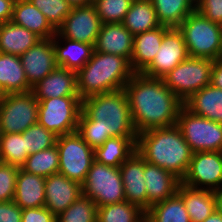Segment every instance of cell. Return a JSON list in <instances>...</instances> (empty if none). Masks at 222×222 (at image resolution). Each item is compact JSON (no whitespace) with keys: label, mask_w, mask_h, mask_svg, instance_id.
Instances as JSON below:
<instances>
[{"label":"cell","mask_w":222,"mask_h":222,"mask_svg":"<svg viewBox=\"0 0 222 222\" xmlns=\"http://www.w3.org/2000/svg\"><path fill=\"white\" fill-rule=\"evenodd\" d=\"M124 90L137 134L177 125L178 114L184 105L162 78L134 73Z\"/></svg>","instance_id":"1"},{"label":"cell","mask_w":222,"mask_h":222,"mask_svg":"<svg viewBox=\"0 0 222 222\" xmlns=\"http://www.w3.org/2000/svg\"><path fill=\"white\" fill-rule=\"evenodd\" d=\"M136 151L146 162L171 172L181 181L188 171L193 155L177 125L139 133Z\"/></svg>","instance_id":"2"},{"label":"cell","mask_w":222,"mask_h":222,"mask_svg":"<svg viewBox=\"0 0 222 222\" xmlns=\"http://www.w3.org/2000/svg\"><path fill=\"white\" fill-rule=\"evenodd\" d=\"M76 74L79 97L83 100L124 89L134 72L124 57L93 51L91 59Z\"/></svg>","instance_id":"3"},{"label":"cell","mask_w":222,"mask_h":222,"mask_svg":"<svg viewBox=\"0 0 222 222\" xmlns=\"http://www.w3.org/2000/svg\"><path fill=\"white\" fill-rule=\"evenodd\" d=\"M103 129V136L137 137L124 89L93 95L82 100V110Z\"/></svg>","instance_id":"4"},{"label":"cell","mask_w":222,"mask_h":222,"mask_svg":"<svg viewBox=\"0 0 222 222\" xmlns=\"http://www.w3.org/2000/svg\"><path fill=\"white\" fill-rule=\"evenodd\" d=\"M190 57L216 60L222 36V25L212 22L196 10L178 26Z\"/></svg>","instance_id":"5"},{"label":"cell","mask_w":222,"mask_h":222,"mask_svg":"<svg viewBox=\"0 0 222 222\" xmlns=\"http://www.w3.org/2000/svg\"><path fill=\"white\" fill-rule=\"evenodd\" d=\"M214 61L188 57L162 77L164 84L182 101L211 83Z\"/></svg>","instance_id":"6"},{"label":"cell","mask_w":222,"mask_h":222,"mask_svg":"<svg viewBox=\"0 0 222 222\" xmlns=\"http://www.w3.org/2000/svg\"><path fill=\"white\" fill-rule=\"evenodd\" d=\"M82 195L92 199L97 207L125 201L119 168L94 160L82 184Z\"/></svg>","instance_id":"7"},{"label":"cell","mask_w":222,"mask_h":222,"mask_svg":"<svg viewBox=\"0 0 222 222\" xmlns=\"http://www.w3.org/2000/svg\"><path fill=\"white\" fill-rule=\"evenodd\" d=\"M38 101V123L56 136L77 131L82 100L79 96H64Z\"/></svg>","instance_id":"8"},{"label":"cell","mask_w":222,"mask_h":222,"mask_svg":"<svg viewBox=\"0 0 222 222\" xmlns=\"http://www.w3.org/2000/svg\"><path fill=\"white\" fill-rule=\"evenodd\" d=\"M59 172L69 180L83 184L94 161V149L75 131L57 136Z\"/></svg>","instance_id":"9"},{"label":"cell","mask_w":222,"mask_h":222,"mask_svg":"<svg viewBox=\"0 0 222 222\" xmlns=\"http://www.w3.org/2000/svg\"><path fill=\"white\" fill-rule=\"evenodd\" d=\"M38 123V101L32 91L0 95L2 134L23 133Z\"/></svg>","instance_id":"10"},{"label":"cell","mask_w":222,"mask_h":222,"mask_svg":"<svg viewBox=\"0 0 222 222\" xmlns=\"http://www.w3.org/2000/svg\"><path fill=\"white\" fill-rule=\"evenodd\" d=\"M177 126L193 153L205 151L222 152V123H217L181 108Z\"/></svg>","instance_id":"11"},{"label":"cell","mask_w":222,"mask_h":222,"mask_svg":"<svg viewBox=\"0 0 222 222\" xmlns=\"http://www.w3.org/2000/svg\"><path fill=\"white\" fill-rule=\"evenodd\" d=\"M181 183L196 189L217 190L222 187V152H195Z\"/></svg>","instance_id":"12"},{"label":"cell","mask_w":222,"mask_h":222,"mask_svg":"<svg viewBox=\"0 0 222 222\" xmlns=\"http://www.w3.org/2000/svg\"><path fill=\"white\" fill-rule=\"evenodd\" d=\"M189 57L183 34L178 27L169 28L153 61L141 72L151 78H162Z\"/></svg>","instance_id":"13"},{"label":"cell","mask_w":222,"mask_h":222,"mask_svg":"<svg viewBox=\"0 0 222 222\" xmlns=\"http://www.w3.org/2000/svg\"><path fill=\"white\" fill-rule=\"evenodd\" d=\"M101 20L93 4L74 7L56 32L81 43L95 45L101 28Z\"/></svg>","instance_id":"14"},{"label":"cell","mask_w":222,"mask_h":222,"mask_svg":"<svg viewBox=\"0 0 222 222\" xmlns=\"http://www.w3.org/2000/svg\"><path fill=\"white\" fill-rule=\"evenodd\" d=\"M20 57L28 84L33 87L56 67L53 38L41 39Z\"/></svg>","instance_id":"15"},{"label":"cell","mask_w":222,"mask_h":222,"mask_svg":"<svg viewBox=\"0 0 222 222\" xmlns=\"http://www.w3.org/2000/svg\"><path fill=\"white\" fill-rule=\"evenodd\" d=\"M125 191V201L139 206L147 211V191L144 179L145 160L135 150L133 154L124 161L120 168Z\"/></svg>","instance_id":"16"},{"label":"cell","mask_w":222,"mask_h":222,"mask_svg":"<svg viewBox=\"0 0 222 222\" xmlns=\"http://www.w3.org/2000/svg\"><path fill=\"white\" fill-rule=\"evenodd\" d=\"M82 196V185L60 173L45 180V207L56 217Z\"/></svg>","instance_id":"17"},{"label":"cell","mask_w":222,"mask_h":222,"mask_svg":"<svg viewBox=\"0 0 222 222\" xmlns=\"http://www.w3.org/2000/svg\"><path fill=\"white\" fill-rule=\"evenodd\" d=\"M32 92L37 100L79 96L77 74L73 70L57 66L50 74L32 87Z\"/></svg>","instance_id":"18"},{"label":"cell","mask_w":222,"mask_h":222,"mask_svg":"<svg viewBox=\"0 0 222 222\" xmlns=\"http://www.w3.org/2000/svg\"><path fill=\"white\" fill-rule=\"evenodd\" d=\"M144 179L147 191V210L177 193L181 180L171 172L145 161Z\"/></svg>","instance_id":"19"},{"label":"cell","mask_w":222,"mask_h":222,"mask_svg":"<svg viewBox=\"0 0 222 222\" xmlns=\"http://www.w3.org/2000/svg\"><path fill=\"white\" fill-rule=\"evenodd\" d=\"M134 36L122 23L102 24L94 51L124 57L129 63L132 57Z\"/></svg>","instance_id":"20"},{"label":"cell","mask_w":222,"mask_h":222,"mask_svg":"<svg viewBox=\"0 0 222 222\" xmlns=\"http://www.w3.org/2000/svg\"><path fill=\"white\" fill-rule=\"evenodd\" d=\"M56 65L75 72L79 71L90 59L94 46L60 36L53 37Z\"/></svg>","instance_id":"21"},{"label":"cell","mask_w":222,"mask_h":222,"mask_svg":"<svg viewBox=\"0 0 222 222\" xmlns=\"http://www.w3.org/2000/svg\"><path fill=\"white\" fill-rule=\"evenodd\" d=\"M169 28L161 25L134 36L130 60V66L134 73H141L153 61L163 41V35Z\"/></svg>","instance_id":"22"},{"label":"cell","mask_w":222,"mask_h":222,"mask_svg":"<svg viewBox=\"0 0 222 222\" xmlns=\"http://www.w3.org/2000/svg\"><path fill=\"white\" fill-rule=\"evenodd\" d=\"M10 21L32 31L41 39L53 38L56 35V29L29 0H15Z\"/></svg>","instance_id":"23"},{"label":"cell","mask_w":222,"mask_h":222,"mask_svg":"<svg viewBox=\"0 0 222 222\" xmlns=\"http://www.w3.org/2000/svg\"><path fill=\"white\" fill-rule=\"evenodd\" d=\"M45 180L19 168L13 201L21 208H37L45 205Z\"/></svg>","instance_id":"24"},{"label":"cell","mask_w":222,"mask_h":222,"mask_svg":"<svg viewBox=\"0 0 222 222\" xmlns=\"http://www.w3.org/2000/svg\"><path fill=\"white\" fill-rule=\"evenodd\" d=\"M183 105L195 115L222 123V89L220 88L209 84L191 95Z\"/></svg>","instance_id":"25"},{"label":"cell","mask_w":222,"mask_h":222,"mask_svg":"<svg viewBox=\"0 0 222 222\" xmlns=\"http://www.w3.org/2000/svg\"><path fill=\"white\" fill-rule=\"evenodd\" d=\"M30 91L20 57L0 52V95Z\"/></svg>","instance_id":"26"},{"label":"cell","mask_w":222,"mask_h":222,"mask_svg":"<svg viewBox=\"0 0 222 222\" xmlns=\"http://www.w3.org/2000/svg\"><path fill=\"white\" fill-rule=\"evenodd\" d=\"M177 194L182 198L191 222H203L215 209L214 192L179 184Z\"/></svg>","instance_id":"27"},{"label":"cell","mask_w":222,"mask_h":222,"mask_svg":"<svg viewBox=\"0 0 222 222\" xmlns=\"http://www.w3.org/2000/svg\"><path fill=\"white\" fill-rule=\"evenodd\" d=\"M41 38L11 21L0 24V52L21 56Z\"/></svg>","instance_id":"28"},{"label":"cell","mask_w":222,"mask_h":222,"mask_svg":"<svg viewBox=\"0 0 222 222\" xmlns=\"http://www.w3.org/2000/svg\"><path fill=\"white\" fill-rule=\"evenodd\" d=\"M137 137H110L94 149V160L104 165L120 168L136 150Z\"/></svg>","instance_id":"29"},{"label":"cell","mask_w":222,"mask_h":222,"mask_svg":"<svg viewBox=\"0 0 222 222\" xmlns=\"http://www.w3.org/2000/svg\"><path fill=\"white\" fill-rule=\"evenodd\" d=\"M122 24L133 36L161 26L150 0H133Z\"/></svg>","instance_id":"30"},{"label":"cell","mask_w":222,"mask_h":222,"mask_svg":"<svg viewBox=\"0 0 222 222\" xmlns=\"http://www.w3.org/2000/svg\"><path fill=\"white\" fill-rule=\"evenodd\" d=\"M161 25L178 27L195 11V0H150Z\"/></svg>","instance_id":"31"},{"label":"cell","mask_w":222,"mask_h":222,"mask_svg":"<svg viewBox=\"0 0 222 222\" xmlns=\"http://www.w3.org/2000/svg\"><path fill=\"white\" fill-rule=\"evenodd\" d=\"M145 222H191L182 198L174 196L152 205L145 212Z\"/></svg>","instance_id":"32"},{"label":"cell","mask_w":222,"mask_h":222,"mask_svg":"<svg viewBox=\"0 0 222 222\" xmlns=\"http://www.w3.org/2000/svg\"><path fill=\"white\" fill-rule=\"evenodd\" d=\"M96 222H145V211L139 206L122 201L97 207Z\"/></svg>","instance_id":"33"},{"label":"cell","mask_w":222,"mask_h":222,"mask_svg":"<svg viewBox=\"0 0 222 222\" xmlns=\"http://www.w3.org/2000/svg\"><path fill=\"white\" fill-rule=\"evenodd\" d=\"M24 171L38 175L41 177H48L59 172V153L57 146L32 153L26 159L25 164L21 167Z\"/></svg>","instance_id":"34"},{"label":"cell","mask_w":222,"mask_h":222,"mask_svg":"<svg viewBox=\"0 0 222 222\" xmlns=\"http://www.w3.org/2000/svg\"><path fill=\"white\" fill-rule=\"evenodd\" d=\"M28 156L26 153L25 137L21 133L1 135L0 162L21 168Z\"/></svg>","instance_id":"35"},{"label":"cell","mask_w":222,"mask_h":222,"mask_svg":"<svg viewBox=\"0 0 222 222\" xmlns=\"http://www.w3.org/2000/svg\"><path fill=\"white\" fill-rule=\"evenodd\" d=\"M97 206L86 196H80L56 217V222H96Z\"/></svg>","instance_id":"36"},{"label":"cell","mask_w":222,"mask_h":222,"mask_svg":"<svg viewBox=\"0 0 222 222\" xmlns=\"http://www.w3.org/2000/svg\"><path fill=\"white\" fill-rule=\"evenodd\" d=\"M21 134L25 137L26 153L28 155L56 145L57 136L39 123L31 125Z\"/></svg>","instance_id":"37"},{"label":"cell","mask_w":222,"mask_h":222,"mask_svg":"<svg viewBox=\"0 0 222 222\" xmlns=\"http://www.w3.org/2000/svg\"><path fill=\"white\" fill-rule=\"evenodd\" d=\"M133 0H93L102 24L122 23Z\"/></svg>","instance_id":"38"},{"label":"cell","mask_w":222,"mask_h":222,"mask_svg":"<svg viewBox=\"0 0 222 222\" xmlns=\"http://www.w3.org/2000/svg\"><path fill=\"white\" fill-rule=\"evenodd\" d=\"M38 8L57 30L68 14L72 11V6L67 0H29Z\"/></svg>","instance_id":"39"},{"label":"cell","mask_w":222,"mask_h":222,"mask_svg":"<svg viewBox=\"0 0 222 222\" xmlns=\"http://www.w3.org/2000/svg\"><path fill=\"white\" fill-rule=\"evenodd\" d=\"M77 132L93 149L101 146L110 136H103L101 125L89 119L82 111L79 115Z\"/></svg>","instance_id":"40"},{"label":"cell","mask_w":222,"mask_h":222,"mask_svg":"<svg viewBox=\"0 0 222 222\" xmlns=\"http://www.w3.org/2000/svg\"><path fill=\"white\" fill-rule=\"evenodd\" d=\"M18 171L19 167L0 162V202L14 199Z\"/></svg>","instance_id":"41"},{"label":"cell","mask_w":222,"mask_h":222,"mask_svg":"<svg viewBox=\"0 0 222 222\" xmlns=\"http://www.w3.org/2000/svg\"><path fill=\"white\" fill-rule=\"evenodd\" d=\"M195 10L210 21L222 25V0H195Z\"/></svg>","instance_id":"42"},{"label":"cell","mask_w":222,"mask_h":222,"mask_svg":"<svg viewBox=\"0 0 222 222\" xmlns=\"http://www.w3.org/2000/svg\"><path fill=\"white\" fill-rule=\"evenodd\" d=\"M21 222H56V216L45 206L22 209Z\"/></svg>","instance_id":"43"},{"label":"cell","mask_w":222,"mask_h":222,"mask_svg":"<svg viewBox=\"0 0 222 222\" xmlns=\"http://www.w3.org/2000/svg\"><path fill=\"white\" fill-rule=\"evenodd\" d=\"M22 209L12 200L0 202V222H21Z\"/></svg>","instance_id":"44"},{"label":"cell","mask_w":222,"mask_h":222,"mask_svg":"<svg viewBox=\"0 0 222 222\" xmlns=\"http://www.w3.org/2000/svg\"><path fill=\"white\" fill-rule=\"evenodd\" d=\"M14 2L15 0H0V24L11 20Z\"/></svg>","instance_id":"45"},{"label":"cell","mask_w":222,"mask_h":222,"mask_svg":"<svg viewBox=\"0 0 222 222\" xmlns=\"http://www.w3.org/2000/svg\"><path fill=\"white\" fill-rule=\"evenodd\" d=\"M211 85L222 89V62L214 61L211 71Z\"/></svg>","instance_id":"46"},{"label":"cell","mask_w":222,"mask_h":222,"mask_svg":"<svg viewBox=\"0 0 222 222\" xmlns=\"http://www.w3.org/2000/svg\"><path fill=\"white\" fill-rule=\"evenodd\" d=\"M213 192L215 197V209L220 215H222V187Z\"/></svg>","instance_id":"47"},{"label":"cell","mask_w":222,"mask_h":222,"mask_svg":"<svg viewBox=\"0 0 222 222\" xmlns=\"http://www.w3.org/2000/svg\"><path fill=\"white\" fill-rule=\"evenodd\" d=\"M74 7L85 6L93 3V0H67Z\"/></svg>","instance_id":"48"},{"label":"cell","mask_w":222,"mask_h":222,"mask_svg":"<svg viewBox=\"0 0 222 222\" xmlns=\"http://www.w3.org/2000/svg\"><path fill=\"white\" fill-rule=\"evenodd\" d=\"M203 222H222V215H220L216 210L207 217Z\"/></svg>","instance_id":"49"},{"label":"cell","mask_w":222,"mask_h":222,"mask_svg":"<svg viewBox=\"0 0 222 222\" xmlns=\"http://www.w3.org/2000/svg\"><path fill=\"white\" fill-rule=\"evenodd\" d=\"M215 61L222 62V36H221V46H220V50H219L218 56H217V58H216Z\"/></svg>","instance_id":"50"}]
</instances>
